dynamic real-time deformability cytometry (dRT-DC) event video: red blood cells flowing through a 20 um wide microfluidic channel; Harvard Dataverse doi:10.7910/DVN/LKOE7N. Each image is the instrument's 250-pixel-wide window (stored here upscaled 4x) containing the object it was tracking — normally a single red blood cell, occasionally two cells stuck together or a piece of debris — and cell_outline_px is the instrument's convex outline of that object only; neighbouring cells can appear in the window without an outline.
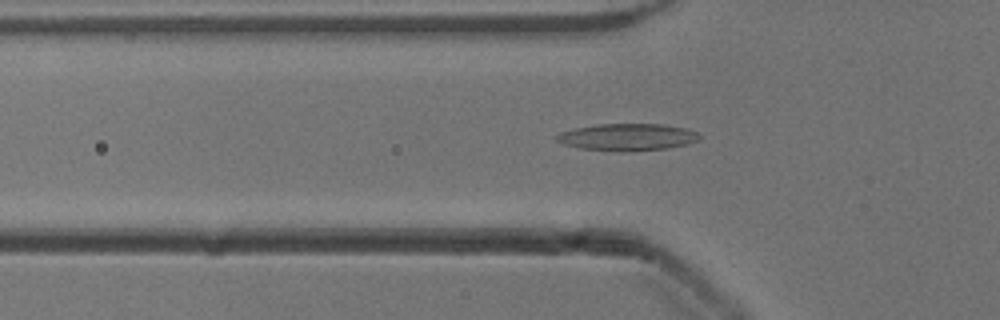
{"species": "common noctule bat (a hibernating species)", "species_latin": "Nyctalus noctula", "temperature_condition": "cold", "stored_images_in_passage": 42, "camera_frame_rate_fps": 3000, "um_per_image_px": 0.085, "animal": {"sex": "male", "body_mass_g": 13.3}, "frame": {"image": 1, "passage_image": 7, "time_ms": 2.0, "image_size_px": [1000, 320], "cell_outline_px": [[700, 140], [688, 144], [668, 148], [620, 152], [616, 152], [580, 148], [564, 144], [556, 140], [556, 136], [560, 132], [576, 128], [596, 124], [664, 124], [684, 128], [696, 132], [700, 136]], "centroid_in_image_um": [53.33, 11.66], "position_along_channel_um": 72.5, "area_um2": 22.54}}
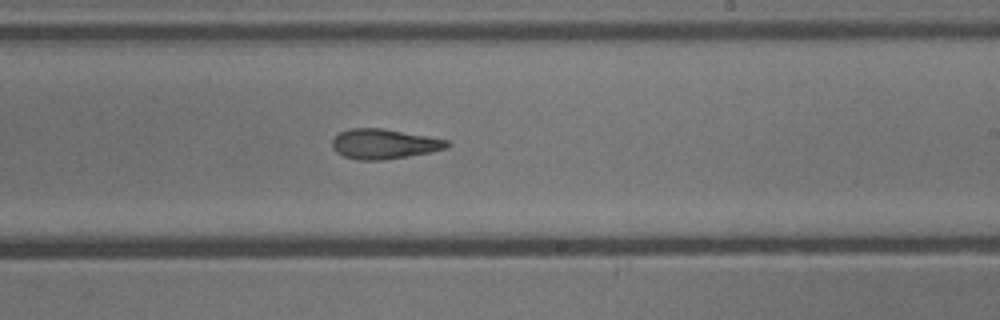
{"frame": {"image": 2, "passage_image": 21, "time_ms": 6.667, "image_size_px": [1000, 320], "cell_outline_px": [[452, 144], [448, 148], [428, 152], [384, 160], [360, 160], [344, 156], [336, 152], [332, 148], [332, 140], [340, 132], [348, 128], [384, 128], [448, 140]], "centroid_in_image_um": [32.64, 12.23], "position_along_channel_um": 256.4, "area_um2": 20.0}}
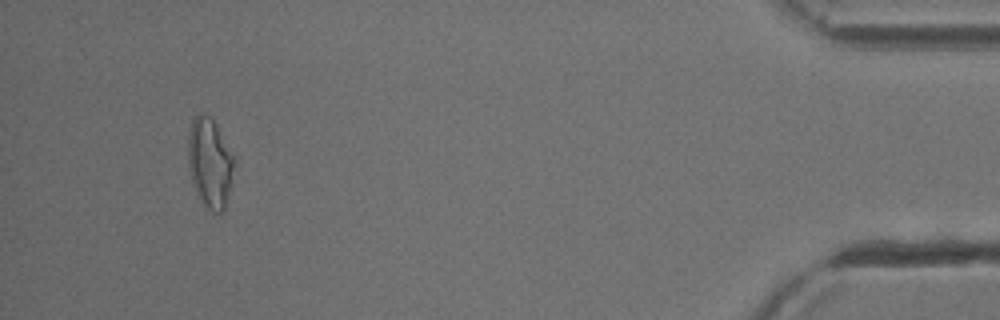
{"frame": {"image": 3, "passage_image": 39, "time_ms": 12.667, "image_size_px": [1000, 320], "cell_outline_px": [[236, 164], [224, 208], [220, 212], [212, 212], [204, 208], [192, 184], [188, 164], [188, 136], [192, 120], [200, 112], [208, 116], [216, 124], [236, 160]], "centroid_in_image_um": [17.83, 13.86], "position_along_channel_um": 417.4, "area_um2": 24.16}, "authors_computed_cell_mechanics": {"area_um2": 20.7791, "velocity_mm_per_s": 3.9115, "shape_relaxation_time_tau1_ms": null, "shape_relaxation_time_tau2_ms": 8.5496, "deformation_change_tau1": null, "deformation_change_tau2": 0.2211}}